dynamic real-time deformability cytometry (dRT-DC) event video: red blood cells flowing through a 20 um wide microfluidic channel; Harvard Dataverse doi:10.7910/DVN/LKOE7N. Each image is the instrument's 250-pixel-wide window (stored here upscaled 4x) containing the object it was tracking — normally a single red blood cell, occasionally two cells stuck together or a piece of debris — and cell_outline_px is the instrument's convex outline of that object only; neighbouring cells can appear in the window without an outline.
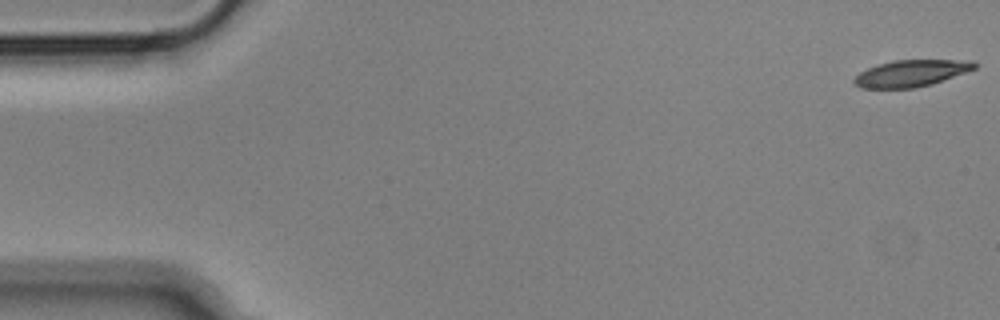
{"species": "Egyptian fruit bat (a non-hibernating species)", "species_latin": "Rousettus aegyptiacus", "temperature_condition": "cold", "stored_images_in_passage": 55, "camera_frame_rate_fps": 3000, "um_per_image_px": 0.085, "animal": {"sex": "male"}, "frame": {"image": 1, "passage_image": 1, "time_ms": 0.0, "image_size_px": [1000, 320], "cell_outline_px": [[976, 68], [932, 84], [916, 88], [860, 88], [852, 84], [852, 80], [860, 72], [868, 68], [892, 60], [972, 60], [976, 64]], "centroid_in_image_um": [77.41, 6.23], "position_along_channel_um": 7.6, "area_um2": 18.67}}
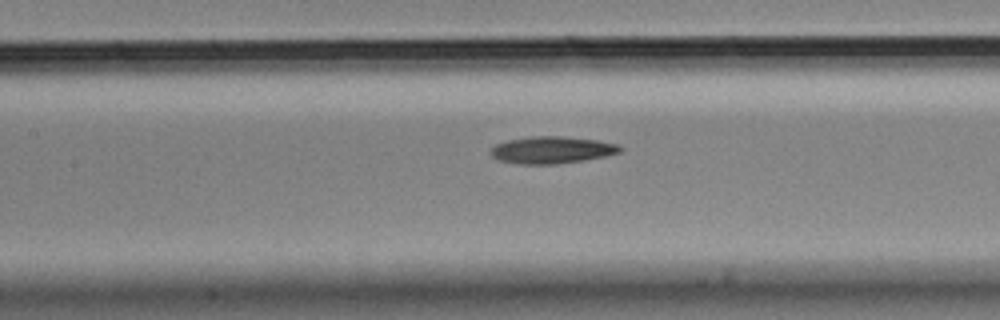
{"frame": {"image": 2, "passage_image": 25, "time_ms": 8.0, "image_size_px": [1000, 320], "cell_outline_px": [[624, 148], [620, 152], [604, 156], [584, 160], [556, 164], [516, 164], [496, 160], [492, 156], [492, 148], [496, 144], [508, 140], [532, 136], [564, 136], [596, 140], [620, 144]], "centroid_in_image_um": [46.92, 12.75], "position_along_channel_um": 160.5, "area_um2": 20.46}}
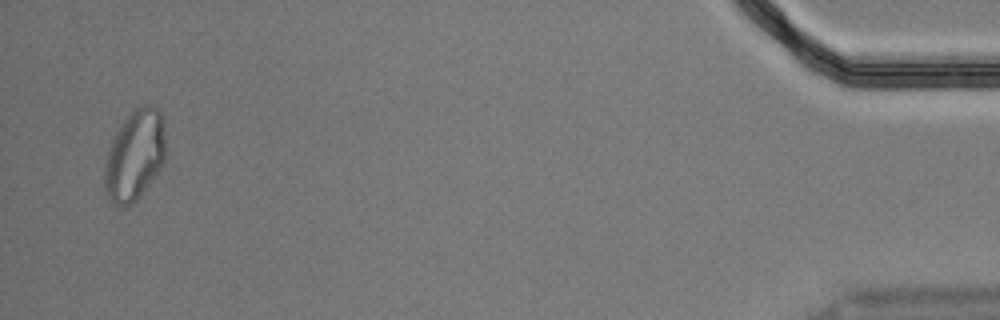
{"frame": {"image": 3, "passage_image": 54, "time_ms": 17.667, "image_size_px": [1000, 320], "cell_outline_px": [[164, 160], [160, 168], [152, 180], [140, 196], [136, 200], [120, 208], [112, 204], [104, 192], [104, 164], [108, 148], [120, 124], [140, 104], [152, 104], [160, 112], [164, 124]], "centroid_in_image_um": [11.42, 13.22], "position_along_channel_um": 423.8, "area_um2": 32.31}, "authors_computed_cell_mechanics": {"area_um2": 20.4612, "velocity_mm_per_s": 3.5996, "shape_relaxation_time_tau1_ms": 7.7362, "shape_relaxation_time_tau2_ms": null, "deformation_change_tau1": 0.1876, "deformation_change_tau2": null}}